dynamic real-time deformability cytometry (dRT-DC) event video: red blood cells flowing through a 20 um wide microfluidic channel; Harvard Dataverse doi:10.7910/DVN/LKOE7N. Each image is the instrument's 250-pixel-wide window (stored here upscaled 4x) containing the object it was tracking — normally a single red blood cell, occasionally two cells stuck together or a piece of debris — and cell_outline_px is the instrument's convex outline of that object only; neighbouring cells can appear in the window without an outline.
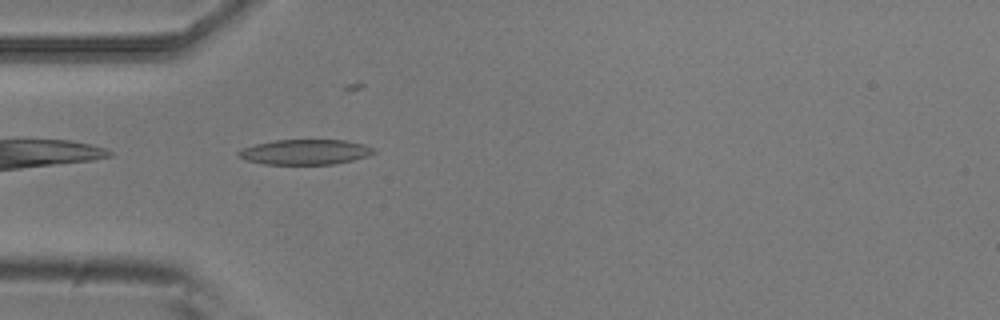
{"species": "common noctule bat (a hibernating species)", "species_latin": "Nyctalus noctula", "temperature_condition": "room temperature", "stored_images_in_passage": 6, "camera_frame_rate_fps": 3000, "um_per_image_px": 0.085, "animal": {"sex": "male", "body_mass_g": 20.5, "forearm_length_mm": 52.5}, "frame": {"image": 1, "passage_image": 5, "time_ms": 1.333, "image_size_px": [1000, 320], "cell_outline_px": [[376, 152], [368, 156], [336, 164], [264, 164], [248, 160], [236, 156], [236, 152], [244, 148], [256, 144], [272, 140], [344, 140], [364, 144], [376, 148]], "centroid_in_image_um": [25.97, 12.92], "position_along_channel_um": 59.0, "area_um2": 19.88}}